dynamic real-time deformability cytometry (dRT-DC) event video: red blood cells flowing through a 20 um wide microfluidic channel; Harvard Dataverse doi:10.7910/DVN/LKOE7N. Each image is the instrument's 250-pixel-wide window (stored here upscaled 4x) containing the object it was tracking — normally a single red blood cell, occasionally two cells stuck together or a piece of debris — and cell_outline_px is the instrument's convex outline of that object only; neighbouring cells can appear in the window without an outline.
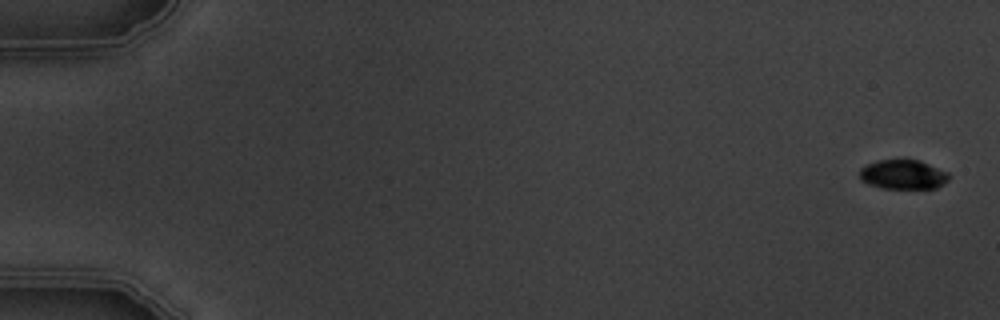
{"species": "common noctule bat (a hibernating species)", "species_latin": "Nyctalus noctula", "temperature_condition": "warm", "stored_images_in_passage": 4, "camera_frame_rate_fps": 3000, "um_per_image_px": 0.085, "animal": {"sex": "male", "body_mass_g": 19.5, "forearm_length_mm": 54.6}, "frame": {"image": 1, "passage_image": 1, "time_ms": 0.0, "image_size_px": [1000, 320], "cell_outline_px": [[948, 180], [944, 184], [936, 188], [884, 188], [868, 184], [860, 180], [860, 168], [864, 164], [876, 160], [920, 160], [948, 172]], "centroid_in_image_um": [76.73, 14.82], "position_along_channel_um": 8.3, "area_um2": 15.37}}